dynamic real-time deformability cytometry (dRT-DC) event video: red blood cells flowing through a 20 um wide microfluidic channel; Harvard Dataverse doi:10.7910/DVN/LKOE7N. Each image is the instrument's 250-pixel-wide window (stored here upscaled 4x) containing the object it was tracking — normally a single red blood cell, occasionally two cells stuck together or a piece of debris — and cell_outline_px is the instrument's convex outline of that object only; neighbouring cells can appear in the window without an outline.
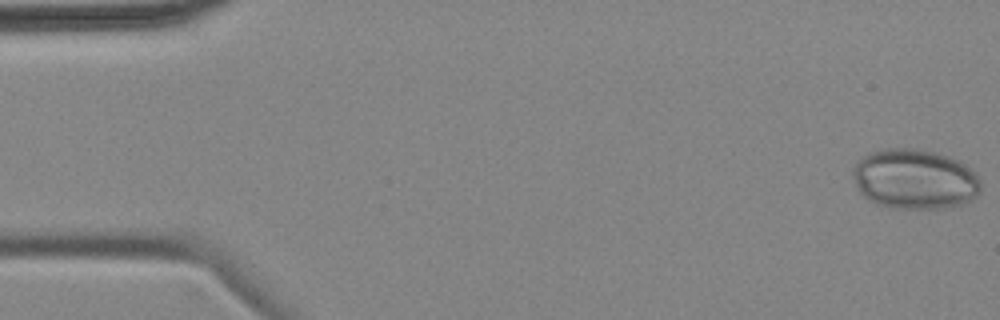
{"species": "common noctule bat (a hibernating species)", "species_latin": "Nyctalus noctula", "temperature_condition": "cold", "stored_images_in_passage": 5, "camera_frame_rate_fps": 3000, "um_per_image_px": 0.085, "animal": {"sex": "female", "body_mass_g": 18.4}, "frame": {"image": 1, "passage_image": 1, "time_ms": 0.0, "image_size_px": [1000, 320], "cell_outline_px": [[980, 192], [976, 196], [960, 204], [944, 208], [892, 208], [876, 204], [868, 200], [860, 192], [852, 176], [852, 168], [856, 160], [872, 152], [884, 148], [916, 148], [948, 156], [964, 164], [980, 180]], "centroid_in_image_um": [77.69, 15.22], "position_along_channel_um": 7.3, "area_um2": 44.62}}